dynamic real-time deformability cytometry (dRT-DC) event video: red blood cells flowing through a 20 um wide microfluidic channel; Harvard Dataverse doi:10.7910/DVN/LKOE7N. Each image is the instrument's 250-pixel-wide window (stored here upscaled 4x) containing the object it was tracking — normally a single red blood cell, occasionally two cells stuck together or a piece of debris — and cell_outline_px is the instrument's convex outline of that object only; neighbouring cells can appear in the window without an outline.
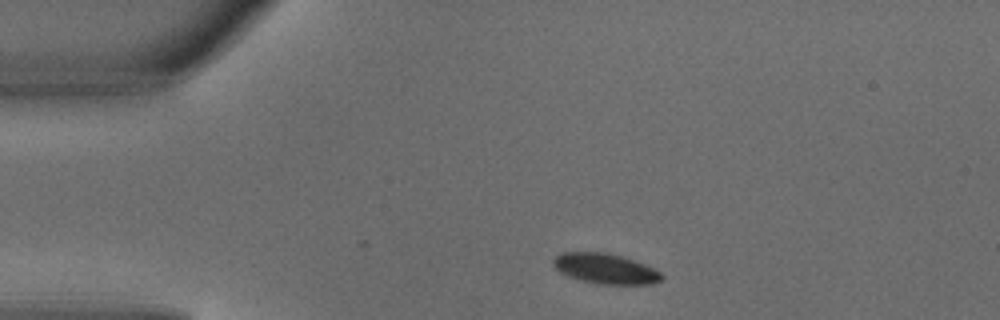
{"species": "common noctule bat (a hibernating species)", "species_latin": "Nyctalus noctula", "temperature_condition": "warm", "stored_images_in_passage": 2, "camera_frame_rate_fps": 3000, "um_per_image_px": 0.085, "animal": {"sex": "male", "body_mass_g": 18.8}, "frame": {"image": 1, "passage_image": 1, "time_ms": 0.0, "image_size_px": [1000, 320], "cell_outline_px": [[664, 276], [660, 280], [652, 284], [600, 284], [568, 276], [560, 272], [552, 264], [552, 260], [556, 256], [564, 252], [604, 252], [620, 256], [644, 264], [660, 272]], "centroid_in_image_um": [51.44, 22.83], "position_along_channel_um": 33.6, "area_um2": 18.79}}